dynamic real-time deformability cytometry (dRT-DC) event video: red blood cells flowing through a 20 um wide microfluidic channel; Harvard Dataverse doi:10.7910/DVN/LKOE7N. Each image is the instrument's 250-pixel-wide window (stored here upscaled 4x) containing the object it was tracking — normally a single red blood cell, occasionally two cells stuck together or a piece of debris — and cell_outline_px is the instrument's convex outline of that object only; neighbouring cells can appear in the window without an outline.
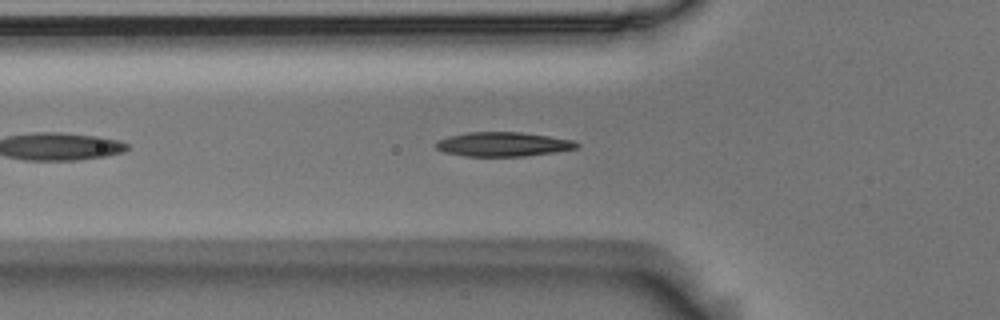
{"species": "Egyptian fruit bat (a non-hibernating species)", "species_latin": "Rousettus aegyptiacus", "temperature_condition": "room temperature", "stored_images_in_passage": 13, "camera_frame_rate_fps": 3000, "um_per_image_px": 0.085, "animal": {"sex": "male"}, "frame": {"image": 1, "passage_image": 8, "time_ms": 2.333, "image_size_px": [1000, 320], "cell_outline_px": [[580, 144], [576, 148], [556, 152], [524, 156], [464, 156], [444, 152], [436, 148], [432, 144], [436, 140], [448, 136], [468, 132], [520, 132], [548, 136], [572, 140]], "centroid_in_image_um": [42.69, 12.26], "position_along_channel_um": 83.1, "area_um2": 20.0}}